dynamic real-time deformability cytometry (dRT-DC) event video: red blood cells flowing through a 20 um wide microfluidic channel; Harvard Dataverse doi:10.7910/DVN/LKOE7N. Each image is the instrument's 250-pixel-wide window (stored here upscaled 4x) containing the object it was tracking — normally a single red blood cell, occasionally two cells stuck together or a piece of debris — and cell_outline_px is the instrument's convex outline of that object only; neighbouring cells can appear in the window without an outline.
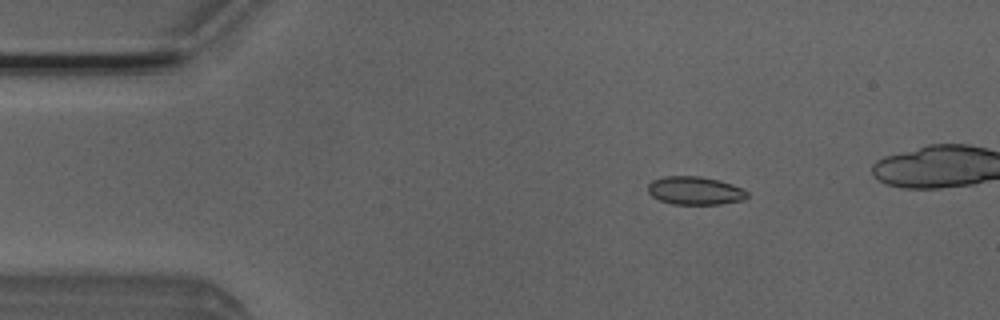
{"species": "Egyptian fruit bat (a non-hibernating species)", "species_latin": "Rousettus aegyptiacus", "temperature_condition": "room temperature", "stored_images_in_passage": 47, "camera_frame_rate_fps": 3000, "um_per_image_px": 0.085, "animal": {"sex": "male"}, "frame": {"image": 1, "passage_image": 9, "time_ms": 2.667, "image_size_px": [1000, 320], "cell_outline_px": [[748, 196], [744, 200], [720, 204], [672, 204], [660, 200], [652, 196], [648, 192], [648, 184], [652, 180], [664, 176], [700, 176], [720, 180], [732, 184], [748, 192]], "centroid_in_image_um": [59.07, 16.2], "position_along_channel_um": 25.9, "area_um2": 16.36}}
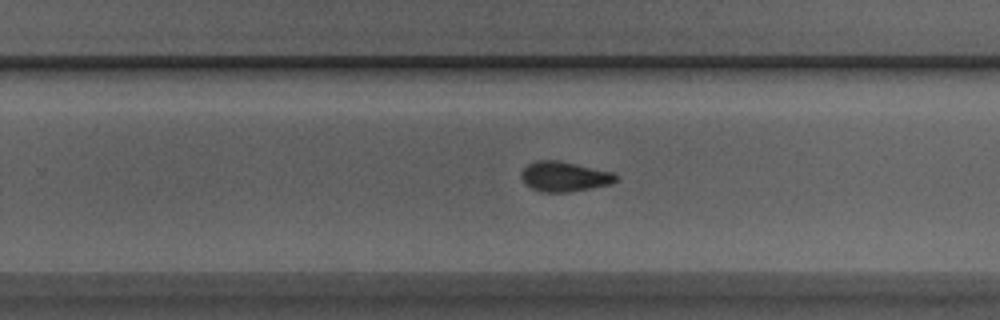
{"frame": {"image": 2, "passage_image": 33, "time_ms": 10.667, "image_size_px": [1000, 320], "cell_outline_px": [[616, 180], [612, 184], [568, 192], [540, 192], [524, 184], [520, 176], [520, 172], [528, 164], [536, 160], [556, 160], [576, 164], [612, 172], [616, 176]], "centroid_in_image_um": [47.91, 15.01], "position_along_channel_um": 281.9, "area_um2": 16.47}}
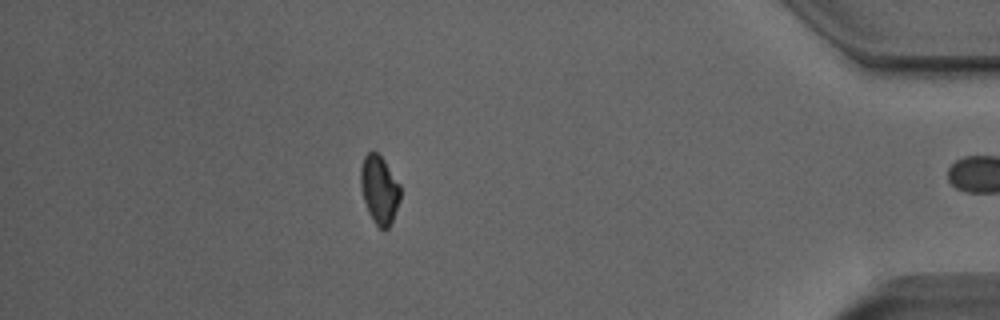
{"frame": {"image": 3, "passage_image": 46, "time_ms": 15.0, "image_size_px": [1000, 320], "cell_outline_px": [[400, 200], [392, 220], [388, 228], [384, 232], [372, 220], [368, 212], [364, 200], [360, 184], [360, 168], [364, 156], [368, 152], [376, 152], [384, 160], [400, 184]], "centroid_in_image_um": [32.24, 16.13], "position_along_channel_um": 403.0, "area_um2": 15.78}, "authors_computed_cell_mechanics": {"area_um2": 16.5308, "velocity_mm_per_s": 3.9363, "shape_relaxation_time_tau1_ms": 4.2584, "shape_relaxation_time_tau2_ms": 2.0384, "deformation_change_tau1": 0.0901, "deformation_change_tau2": 0.0585}}